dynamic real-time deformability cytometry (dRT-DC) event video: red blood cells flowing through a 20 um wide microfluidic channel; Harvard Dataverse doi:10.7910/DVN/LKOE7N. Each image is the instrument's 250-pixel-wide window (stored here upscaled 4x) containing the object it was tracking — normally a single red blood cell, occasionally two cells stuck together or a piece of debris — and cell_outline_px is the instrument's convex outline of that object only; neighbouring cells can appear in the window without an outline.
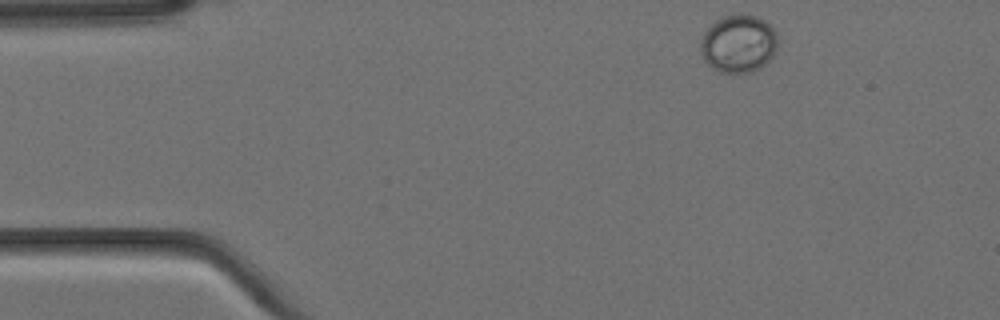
{"species": "Egyptian fruit bat (a non-hibernating species)", "species_latin": "Rousettus aegyptiacus", "temperature_condition": "cold", "stored_images_in_passage": 4, "camera_frame_rate_fps": 3000, "um_per_image_px": 0.085, "animal": {"sex": "female"}, "frame": {"image": 1, "passage_image": 1, "time_ms": 0.0, "image_size_px": [1000, 320], "cell_outline_px": [[776, 52], [760, 68], [752, 72], [720, 72], [712, 68], [704, 60], [700, 52], [700, 40], [704, 32], [716, 20], [724, 16], [756, 16], [764, 20], [776, 32]], "centroid_in_image_um": [62.74, 3.74], "position_along_channel_um": 22.3, "area_um2": 25.66}}
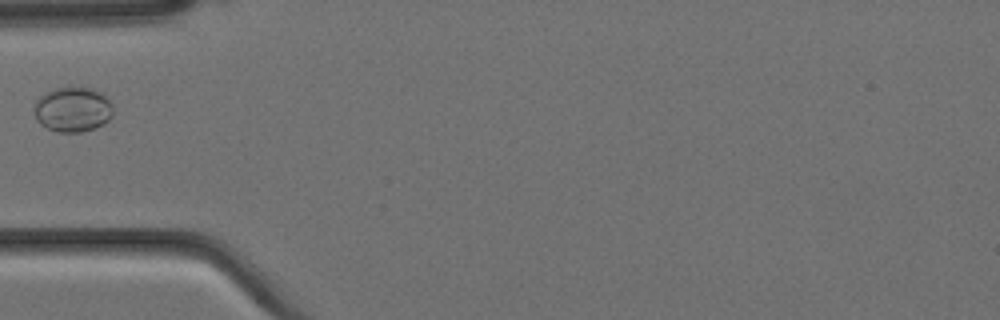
{"frame": {"image": 2, "passage_image": 4, "time_ms": 1.0, "image_size_px": [1000, 320], "cell_outline_px": [[112, 116], [104, 124], [96, 128], [80, 132], [56, 132], [40, 124], [36, 120], [36, 100], [44, 92], [56, 88], [88, 88], [100, 92], [112, 104]], "centroid_in_image_um": [6.18, 9.32], "position_along_channel_um": 78.8, "area_um2": 20.46}}